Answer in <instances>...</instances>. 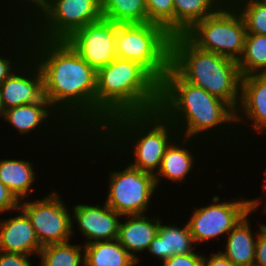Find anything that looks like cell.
<instances>
[{
    "mask_svg": "<svg viewBox=\"0 0 266 266\" xmlns=\"http://www.w3.org/2000/svg\"><path fill=\"white\" fill-rule=\"evenodd\" d=\"M35 40L33 43L37 42L35 44L39 46L32 48L38 50L33 52L31 58L36 54L37 57L31 64L34 60L38 62L43 77L44 97L53 107V111L60 104L57 108H67L70 118V113L75 118L81 115V119L77 120L82 123L87 120L85 124L88 126L90 123L91 128L95 124V129L97 72L66 40Z\"/></svg>",
    "mask_w": 266,
    "mask_h": 266,
    "instance_id": "obj_1",
    "label": "cell"
},
{
    "mask_svg": "<svg viewBox=\"0 0 266 266\" xmlns=\"http://www.w3.org/2000/svg\"><path fill=\"white\" fill-rule=\"evenodd\" d=\"M159 103L160 83L140 64L116 57L97 71L95 130L120 114L157 110Z\"/></svg>",
    "mask_w": 266,
    "mask_h": 266,
    "instance_id": "obj_2",
    "label": "cell"
},
{
    "mask_svg": "<svg viewBox=\"0 0 266 266\" xmlns=\"http://www.w3.org/2000/svg\"><path fill=\"white\" fill-rule=\"evenodd\" d=\"M158 109L175 127L185 125L184 142L219 124L236 121V111L228 103L185 81L171 66L160 83Z\"/></svg>",
    "mask_w": 266,
    "mask_h": 266,
    "instance_id": "obj_3",
    "label": "cell"
},
{
    "mask_svg": "<svg viewBox=\"0 0 266 266\" xmlns=\"http://www.w3.org/2000/svg\"><path fill=\"white\" fill-rule=\"evenodd\" d=\"M170 66L187 82L201 87L236 111L241 100V73L236 61L202 50L185 35L171 38ZM239 103V104H238Z\"/></svg>",
    "mask_w": 266,
    "mask_h": 266,
    "instance_id": "obj_4",
    "label": "cell"
},
{
    "mask_svg": "<svg viewBox=\"0 0 266 266\" xmlns=\"http://www.w3.org/2000/svg\"><path fill=\"white\" fill-rule=\"evenodd\" d=\"M172 128H175L173 123L157 109L145 113H124L117 115L109 120L104 129L107 132L105 134H111L110 137L116 134V138H120L123 133V137L118 140L125 138L124 135L126 134L127 136L128 133L126 132L129 131H131L129 133L130 136L135 131L136 133L139 131L138 137L143 134L136 140L133 151L136 158L134 163L130 165L155 176L161 167L165 150L170 145L171 136L169 135L171 134L169 133Z\"/></svg>",
    "mask_w": 266,
    "mask_h": 266,
    "instance_id": "obj_5",
    "label": "cell"
},
{
    "mask_svg": "<svg viewBox=\"0 0 266 266\" xmlns=\"http://www.w3.org/2000/svg\"><path fill=\"white\" fill-rule=\"evenodd\" d=\"M171 38L164 28L153 23H116L117 58L140 64L161 83L170 68Z\"/></svg>",
    "mask_w": 266,
    "mask_h": 266,
    "instance_id": "obj_6",
    "label": "cell"
},
{
    "mask_svg": "<svg viewBox=\"0 0 266 266\" xmlns=\"http://www.w3.org/2000/svg\"><path fill=\"white\" fill-rule=\"evenodd\" d=\"M234 8L219 7L184 35L198 48L238 62L244 50L246 26Z\"/></svg>",
    "mask_w": 266,
    "mask_h": 266,
    "instance_id": "obj_7",
    "label": "cell"
},
{
    "mask_svg": "<svg viewBox=\"0 0 266 266\" xmlns=\"http://www.w3.org/2000/svg\"><path fill=\"white\" fill-rule=\"evenodd\" d=\"M39 12L44 18L42 28H36L41 32L37 40H66L77 29L102 18L101 0H48Z\"/></svg>",
    "mask_w": 266,
    "mask_h": 266,
    "instance_id": "obj_8",
    "label": "cell"
},
{
    "mask_svg": "<svg viewBox=\"0 0 266 266\" xmlns=\"http://www.w3.org/2000/svg\"><path fill=\"white\" fill-rule=\"evenodd\" d=\"M154 190L155 176L129 164L123 171L111 172L106 204L121 217L144 214Z\"/></svg>",
    "mask_w": 266,
    "mask_h": 266,
    "instance_id": "obj_9",
    "label": "cell"
},
{
    "mask_svg": "<svg viewBox=\"0 0 266 266\" xmlns=\"http://www.w3.org/2000/svg\"><path fill=\"white\" fill-rule=\"evenodd\" d=\"M65 206L57 192L44 199L25 201L19 205V209L28 216L42 247L70 240L74 225Z\"/></svg>",
    "mask_w": 266,
    "mask_h": 266,
    "instance_id": "obj_10",
    "label": "cell"
},
{
    "mask_svg": "<svg viewBox=\"0 0 266 266\" xmlns=\"http://www.w3.org/2000/svg\"><path fill=\"white\" fill-rule=\"evenodd\" d=\"M219 200V196H215L214 204L196 208L192 213L187 224L194 242H204L229 233L251 211L250 199L218 203Z\"/></svg>",
    "mask_w": 266,
    "mask_h": 266,
    "instance_id": "obj_11",
    "label": "cell"
},
{
    "mask_svg": "<svg viewBox=\"0 0 266 266\" xmlns=\"http://www.w3.org/2000/svg\"><path fill=\"white\" fill-rule=\"evenodd\" d=\"M66 41L97 72L116 57V23L105 18L77 29Z\"/></svg>",
    "mask_w": 266,
    "mask_h": 266,
    "instance_id": "obj_12",
    "label": "cell"
},
{
    "mask_svg": "<svg viewBox=\"0 0 266 266\" xmlns=\"http://www.w3.org/2000/svg\"><path fill=\"white\" fill-rule=\"evenodd\" d=\"M73 216L80 231L89 239L86 244L115 240L118 237L120 226L118 218L121 215L106 203L102 207L78 204L74 207Z\"/></svg>",
    "mask_w": 266,
    "mask_h": 266,
    "instance_id": "obj_13",
    "label": "cell"
},
{
    "mask_svg": "<svg viewBox=\"0 0 266 266\" xmlns=\"http://www.w3.org/2000/svg\"><path fill=\"white\" fill-rule=\"evenodd\" d=\"M20 215L0 220V251L24 255L39 254L40 245L28 216L21 210Z\"/></svg>",
    "mask_w": 266,
    "mask_h": 266,
    "instance_id": "obj_14",
    "label": "cell"
},
{
    "mask_svg": "<svg viewBox=\"0 0 266 266\" xmlns=\"http://www.w3.org/2000/svg\"><path fill=\"white\" fill-rule=\"evenodd\" d=\"M30 74V78L13 73L0 84V93L5 110L24 104L37 103L44 97L43 77L40 68ZM37 69V70H36ZM34 75V76H33ZM33 78H32V77Z\"/></svg>",
    "mask_w": 266,
    "mask_h": 266,
    "instance_id": "obj_15",
    "label": "cell"
},
{
    "mask_svg": "<svg viewBox=\"0 0 266 266\" xmlns=\"http://www.w3.org/2000/svg\"><path fill=\"white\" fill-rule=\"evenodd\" d=\"M127 218L128 221L120 222L117 241L138 263L139 258L134 253L148 249L158 233L160 220L148 219L145 214L127 215Z\"/></svg>",
    "mask_w": 266,
    "mask_h": 266,
    "instance_id": "obj_16",
    "label": "cell"
},
{
    "mask_svg": "<svg viewBox=\"0 0 266 266\" xmlns=\"http://www.w3.org/2000/svg\"><path fill=\"white\" fill-rule=\"evenodd\" d=\"M261 201L251 199V211L228 233L226 251L221 252L234 266H254L256 241L248 222V215L259 207Z\"/></svg>",
    "mask_w": 266,
    "mask_h": 266,
    "instance_id": "obj_17",
    "label": "cell"
},
{
    "mask_svg": "<svg viewBox=\"0 0 266 266\" xmlns=\"http://www.w3.org/2000/svg\"><path fill=\"white\" fill-rule=\"evenodd\" d=\"M240 107L252 126L259 132L266 129V74H251L241 78ZM253 121H252V120Z\"/></svg>",
    "mask_w": 266,
    "mask_h": 266,
    "instance_id": "obj_18",
    "label": "cell"
},
{
    "mask_svg": "<svg viewBox=\"0 0 266 266\" xmlns=\"http://www.w3.org/2000/svg\"><path fill=\"white\" fill-rule=\"evenodd\" d=\"M161 224L160 220L158 233L148 247L152 255L158 256L164 262L174 255L194 252L193 248L197 245L192 246L195 242L187 223L184 228Z\"/></svg>",
    "mask_w": 266,
    "mask_h": 266,
    "instance_id": "obj_19",
    "label": "cell"
},
{
    "mask_svg": "<svg viewBox=\"0 0 266 266\" xmlns=\"http://www.w3.org/2000/svg\"><path fill=\"white\" fill-rule=\"evenodd\" d=\"M83 248L84 266H135L137 264L117 239L92 242L85 244Z\"/></svg>",
    "mask_w": 266,
    "mask_h": 266,
    "instance_id": "obj_20",
    "label": "cell"
},
{
    "mask_svg": "<svg viewBox=\"0 0 266 266\" xmlns=\"http://www.w3.org/2000/svg\"><path fill=\"white\" fill-rule=\"evenodd\" d=\"M173 3L174 36L184 35L219 8L214 0H173Z\"/></svg>",
    "mask_w": 266,
    "mask_h": 266,
    "instance_id": "obj_21",
    "label": "cell"
},
{
    "mask_svg": "<svg viewBox=\"0 0 266 266\" xmlns=\"http://www.w3.org/2000/svg\"><path fill=\"white\" fill-rule=\"evenodd\" d=\"M32 166L30 161L0 160V181L19 201L27 196L35 180Z\"/></svg>",
    "mask_w": 266,
    "mask_h": 266,
    "instance_id": "obj_22",
    "label": "cell"
},
{
    "mask_svg": "<svg viewBox=\"0 0 266 266\" xmlns=\"http://www.w3.org/2000/svg\"><path fill=\"white\" fill-rule=\"evenodd\" d=\"M102 17L117 24L148 22L144 0H101Z\"/></svg>",
    "mask_w": 266,
    "mask_h": 266,
    "instance_id": "obj_23",
    "label": "cell"
},
{
    "mask_svg": "<svg viewBox=\"0 0 266 266\" xmlns=\"http://www.w3.org/2000/svg\"><path fill=\"white\" fill-rule=\"evenodd\" d=\"M48 107H51V105L43 97L37 103L24 104L5 110L3 118L13 125L19 133H29L30 130L32 131L41 125L46 117H50Z\"/></svg>",
    "mask_w": 266,
    "mask_h": 266,
    "instance_id": "obj_24",
    "label": "cell"
},
{
    "mask_svg": "<svg viewBox=\"0 0 266 266\" xmlns=\"http://www.w3.org/2000/svg\"><path fill=\"white\" fill-rule=\"evenodd\" d=\"M193 160V155L188 149H183V147L180 148L174 143H170L165 150L158 174H155L156 187H158L161 176L172 181L184 180L191 168H193Z\"/></svg>",
    "mask_w": 266,
    "mask_h": 266,
    "instance_id": "obj_25",
    "label": "cell"
},
{
    "mask_svg": "<svg viewBox=\"0 0 266 266\" xmlns=\"http://www.w3.org/2000/svg\"><path fill=\"white\" fill-rule=\"evenodd\" d=\"M237 64L241 76L266 74V35L246 33L244 50Z\"/></svg>",
    "mask_w": 266,
    "mask_h": 266,
    "instance_id": "obj_26",
    "label": "cell"
},
{
    "mask_svg": "<svg viewBox=\"0 0 266 266\" xmlns=\"http://www.w3.org/2000/svg\"><path fill=\"white\" fill-rule=\"evenodd\" d=\"M81 245H71L68 242L43 246L39 252L40 266H84V253Z\"/></svg>",
    "mask_w": 266,
    "mask_h": 266,
    "instance_id": "obj_27",
    "label": "cell"
},
{
    "mask_svg": "<svg viewBox=\"0 0 266 266\" xmlns=\"http://www.w3.org/2000/svg\"><path fill=\"white\" fill-rule=\"evenodd\" d=\"M241 5L235 3L246 26V33L266 35V0H243ZM237 4V5H236ZM240 8V9H239Z\"/></svg>",
    "mask_w": 266,
    "mask_h": 266,
    "instance_id": "obj_28",
    "label": "cell"
},
{
    "mask_svg": "<svg viewBox=\"0 0 266 266\" xmlns=\"http://www.w3.org/2000/svg\"><path fill=\"white\" fill-rule=\"evenodd\" d=\"M147 8L148 22L161 26L174 36L173 0H144Z\"/></svg>",
    "mask_w": 266,
    "mask_h": 266,
    "instance_id": "obj_29",
    "label": "cell"
},
{
    "mask_svg": "<svg viewBox=\"0 0 266 266\" xmlns=\"http://www.w3.org/2000/svg\"><path fill=\"white\" fill-rule=\"evenodd\" d=\"M162 266H203V255L191 252L185 255H174L163 262Z\"/></svg>",
    "mask_w": 266,
    "mask_h": 266,
    "instance_id": "obj_30",
    "label": "cell"
},
{
    "mask_svg": "<svg viewBox=\"0 0 266 266\" xmlns=\"http://www.w3.org/2000/svg\"><path fill=\"white\" fill-rule=\"evenodd\" d=\"M16 196L0 181V213L8 210H18L21 202Z\"/></svg>",
    "mask_w": 266,
    "mask_h": 266,
    "instance_id": "obj_31",
    "label": "cell"
},
{
    "mask_svg": "<svg viewBox=\"0 0 266 266\" xmlns=\"http://www.w3.org/2000/svg\"><path fill=\"white\" fill-rule=\"evenodd\" d=\"M29 255L0 251V266H31Z\"/></svg>",
    "mask_w": 266,
    "mask_h": 266,
    "instance_id": "obj_32",
    "label": "cell"
},
{
    "mask_svg": "<svg viewBox=\"0 0 266 266\" xmlns=\"http://www.w3.org/2000/svg\"><path fill=\"white\" fill-rule=\"evenodd\" d=\"M256 239V252L254 266H266V236L259 233L255 237Z\"/></svg>",
    "mask_w": 266,
    "mask_h": 266,
    "instance_id": "obj_33",
    "label": "cell"
},
{
    "mask_svg": "<svg viewBox=\"0 0 266 266\" xmlns=\"http://www.w3.org/2000/svg\"><path fill=\"white\" fill-rule=\"evenodd\" d=\"M212 255L208 259L203 256V266H234L221 252Z\"/></svg>",
    "mask_w": 266,
    "mask_h": 266,
    "instance_id": "obj_34",
    "label": "cell"
},
{
    "mask_svg": "<svg viewBox=\"0 0 266 266\" xmlns=\"http://www.w3.org/2000/svg\"><path fill=\"white\" fill-rule=\"evenodd\" d=\"M12 64L14 63L6 57H0V84L12 74V69H14Z\"/></svg>",
    "mask_w": 266,
    "mask_h": 266,
    "instance_id": "obj_35",
    "label": "cell"
},
{
    "mask_svg": "<svg viewBox=\"0 0 266 266\" xmlns=\"http://www.w3.org/2000/svg\"><path fill=\"white\" fill-rule=\"evenodd\" d=\"M22 1H25V0H22ZM27 1H28V3L31 2L33 5H36L35 9L41 10L45 6V4L47 3L48 0H26V2Z\"/></svg>",
    "mask_w": 266,
    "mask_h": 266,
    "instance_id": "obj_36",
    "label": "cell"
},
{
    "mask_svg": "<svg viewBox=\"0 0 266 266\" xmlns=\"http://www.w3.org/2000/svg\"><path fill=\"white\" fill-rule=\"evenodd\" d=\"M222 2H221V7H226V6H228V7H232V6H230V5H232L231 4V2H230V0H221ZM226 1H228V2H226ZM231 1H233L234 3H235V1L237 2L238 0H231ZM225 3V4H224ZM230 3V4H229ZM224 4V5H223ZM227 4V5H226Z\"/></svg>",
    "mask_w": 266,
    "mask_h": 266,
    "instance_id": "obj_37",
    "label": "cell"
},
{
    "mask_svg": "<svg viewBox=\"0 0 266 266\" xmlns=\"http://www.w3.org/2000/svg\"><path fill=\"white\" fill-rule=\"evenodd\" d=\"M4 112H5V108L3 106L2 99H1V93H0V117L4 116Z\"/></svg>",
    "mask_w": 266,
    "mask_h": 266,
    "instance_id": "obj_38",
    "label": "cell"
},
{
    "mask_svg": "<svg viewBox=\"0 0 266 266\" xmlns=\"http://www.w3.org/2000/svg\"><path fill=\"white\" fill-rule=\"evenodd\" d=\"M259 229L261 230V233L266 236V225L262 224Z\"/></svg>",
    "mask_w": 266,
    "mask_h": 266,
    "instance_id": "obj_39",
    "label": "cell"
},
{
    "mask_svg": "<svg viewBox=\"0 0 266 266\" xmlns=\"http://www.w3.org/2000/svg\"><path fill=\"white\" fill-rule=\"evenodd\" d=\"M216 2V4L221 7V0H214Z\"/></svg>",
    "mask_w": 266,
    "mask_h": 266,
    "instance_id": "obj_40",
    "label": "cell"
},
{
    "mask_svg": "<svg viewBox=\"0 0 266 266\" xmlns=\"http://www.w3.org/2000/svg\"><path fill=\"white\" fill-rule=\"evenodd\" d=\"M263 186H265V189H266V183H265ZM265 191H266V190H265ZM264 208H265V211H266V204H265V207H264Z\"/></svg>",
    "mask_w": 266,
    "mask_h": 266,
    "instance_id": "obj_41",
    "label": "cell"
}]
</instances>
